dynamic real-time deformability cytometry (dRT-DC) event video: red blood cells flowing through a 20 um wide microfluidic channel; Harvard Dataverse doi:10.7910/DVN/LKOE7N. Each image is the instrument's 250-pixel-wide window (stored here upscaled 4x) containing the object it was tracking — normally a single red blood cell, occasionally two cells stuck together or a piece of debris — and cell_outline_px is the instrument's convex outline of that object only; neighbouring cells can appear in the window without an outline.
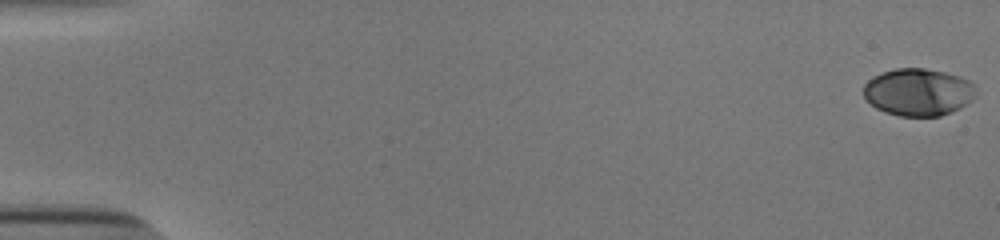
{"species": "human", "species_latin": "Homo sapiens", "temperature_condition": "cold", "stored_images_in_passage": 54, "camera_frame_rate_fps": 3000, "um_per_image_px": 0.085, "donor": {"sex": "male"}, "frame": {"image": 1, "passage_image": 1, "time_ms": 0.0, "image_size_px": [1000, 240], "cell_outline_px": [[976, 96], [972, 100], [960, 108], [952, 112], [940, 116], [900, 116], [884, 112], [876, 108], [864, 96], [864, 84], [872, 76], [896, 68], [924, 68], [944, 72], [960, 76], [968, 80], [972, 84]], "centroid_in_image_um": [78.05, 7.83], "position_along_channel_um": 7.0, "area_um2": 30.98}}
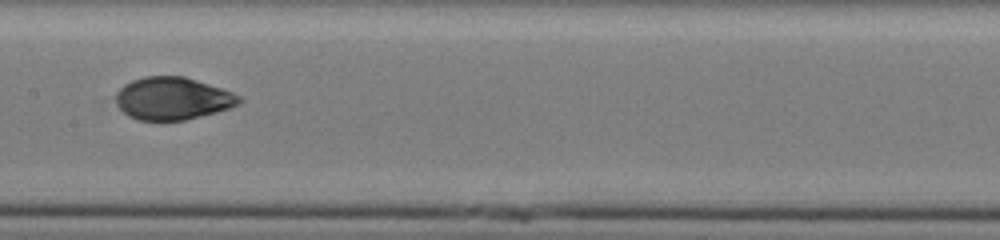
{"frame": {"image": 2, "passage_image": 29, "time_ms": 9.333, "image_size_px": [1000, 240], "cell_outline_px": [[244, 100], [228, 108], [216, 112], [184, 120], [136, 120], [128, 116], [116, 104], [116, 92], [124, 84], [132, 80], [144, 76], [184, 76], [232, 92], [240, 96]], "centroid_in_image_um": [14.63, 8.37], "position_along_channel_um": 192.8, "area_um2": 30.4}}
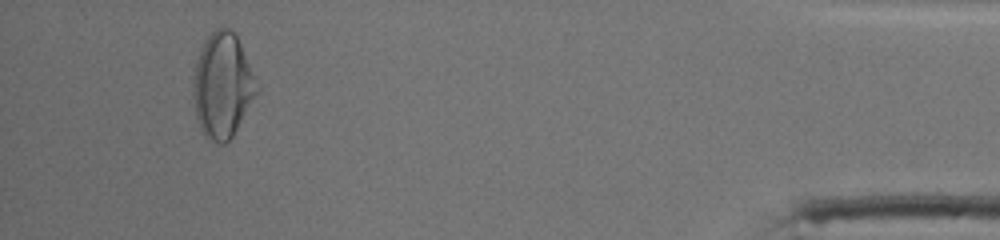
{"frame": {"image": 3, "passage_image": 51, "time_ms": 16.667, "image_size_px": [1000, 240], "cell_outline_px": [[260, 88], [232, 136], [224, 144], [220, 144], [208, 140], [204, 136], [200, 128], [196, 116], [192, 92], [196, 60], [200, 48], [204, 40], [220, 24], [228, 28], [236, 36], [240, 44]], "centroid_in_image_um": [18.89, 7.26], "position_along_channel_um": 416.3, "area_um2": 38.78}, "authors_computed_cell_mechanics": {"area_um2": 30.7785, "velocity_mm_per_s": 3.8842, "shape_relaxation_time_tau1_ms": 4.2673, "shape_relaxation_time_tau2_ms": 1.1806, "deformation_change_tau1": 0.1783, "deformation_change_tau2": 0.0438}}